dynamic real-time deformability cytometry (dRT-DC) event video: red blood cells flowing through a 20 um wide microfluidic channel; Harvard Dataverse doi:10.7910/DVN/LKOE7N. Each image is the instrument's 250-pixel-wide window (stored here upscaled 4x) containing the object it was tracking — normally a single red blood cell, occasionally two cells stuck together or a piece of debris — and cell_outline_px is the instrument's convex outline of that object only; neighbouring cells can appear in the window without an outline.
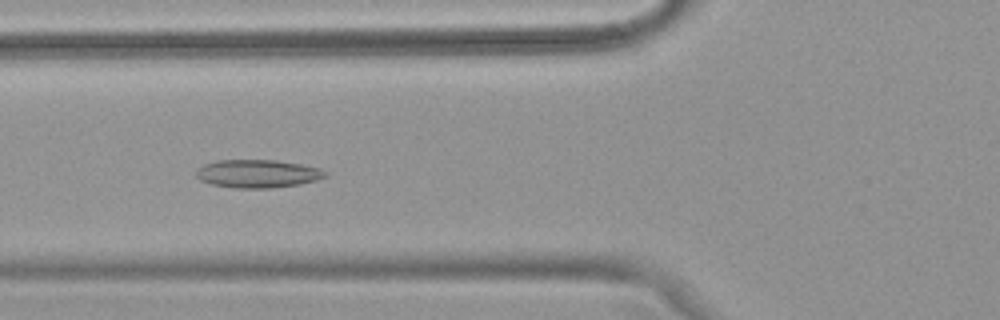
{"species": "common noctule bat (a hibernating species)", "species_latin": "Nyctalus noctula", "temperature_condition": "warm", "stored_images_in_passage": 39, "camera_frame_rate_fps": 3000, "um_per_image_px": 0.085, "animal": {"sex": "female", "body_mass_g": 18.4}, "frame": {"image": 1, "passage_image": 8, "time_ms": 2.333, "image_size_px": [1000, 320], "cell_outline_px": [[328, 176], [316, 180], [300, 184], [272, 188], [236, 188], [212, 184], [200, 180], [196, 176], [196, 168], [204, 164], [216, 160], [276, 160], [300, 164], [320, 168], [328, 172]], "centroid_in_image_um": [21.9, 14.76], "position_along_channel_um": 103.9, "area_um2": 21.27}}
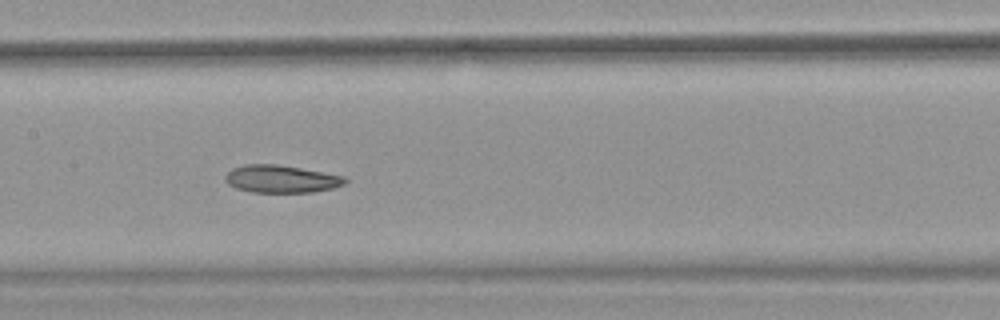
{"frame": {"image": 2, "passage_image": 14, "time_ms": 4.333, "image_size_px": [1000, 320], "cell_outline_px": [[348, 180], [344, 184], [332, 188], [312, 192], [252, 192], [236, 188], [228, 184], [224, 180], [224, 176], [232, 168], [244, 164], [276, 164], [300, 168], [344, 176]], "centroid_in_image_um": [23.86, 15.21], "position_along_channel_um": 183.5, "area_um2": 19.19}}
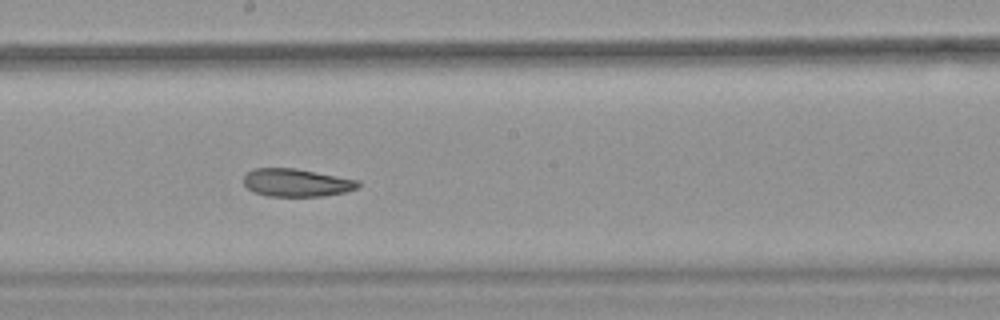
{"frame": {"image": 3, "passage_image": 17, "time_ms": 5.333, "image_size_px": [1000, 320], "cell_outline_px": [[360, 184], [356, 188], [344, 192], [324, 196], [268, 196], [256, 192], [248, 188], [244, 184], [244, 176], [252, 168], [296, 168], [360, 180]], "centroid_in_image_um": [25.21, 15.52], "position_along_channel_um": 223.0, "area_um2": 18.55}, "authors_computed_cell_mechanics": {"area_um2": 20.1722, "velocity_mm_per_s": 3.9794, "shape_relaxation_time_tau1_ms": null, "shape_relaxation_time_tau2_ms": 6.434, "deformation_change_tau1": null, "deformation_change_tau2": 0.135}}